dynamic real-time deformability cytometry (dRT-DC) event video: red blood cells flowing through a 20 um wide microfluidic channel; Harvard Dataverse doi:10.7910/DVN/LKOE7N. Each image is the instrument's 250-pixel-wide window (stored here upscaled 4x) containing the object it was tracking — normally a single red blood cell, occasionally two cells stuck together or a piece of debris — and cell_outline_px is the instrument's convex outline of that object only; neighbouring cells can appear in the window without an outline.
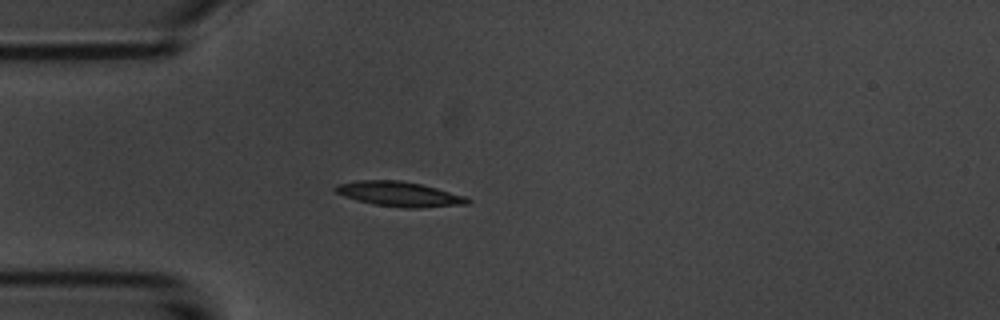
{"species": "common noctule bat (a hibernating species)", "species_latin": "Nyctalus noctula", "temperature_condition": "room temperature", "stored_images_in_passage": 3, "camera_frame_rate_fps": 3000, "um_per_image_px": 0.085, "animal": {"sex": "male", "body_mass_g": 20.1, "forearm_length_mm": 53.5}, "frame": {"image": 1, "passage_image": 2, "time_ms": 1.333, "image_size_px": [1000, 320], "cell_outline_px": [[472, 200], [468, 204], [420, 208], [404, 208], [376, 204], [356, 200], [344, 196], [336, 192], [332, 188], [336, 184], [356, 180], [400, 180], [420, 184], [468, 196]], "centroid_in_image_um": [33.96, 16.49], "position_along_channel_um": 51.0, "area_um2": 19.25}}